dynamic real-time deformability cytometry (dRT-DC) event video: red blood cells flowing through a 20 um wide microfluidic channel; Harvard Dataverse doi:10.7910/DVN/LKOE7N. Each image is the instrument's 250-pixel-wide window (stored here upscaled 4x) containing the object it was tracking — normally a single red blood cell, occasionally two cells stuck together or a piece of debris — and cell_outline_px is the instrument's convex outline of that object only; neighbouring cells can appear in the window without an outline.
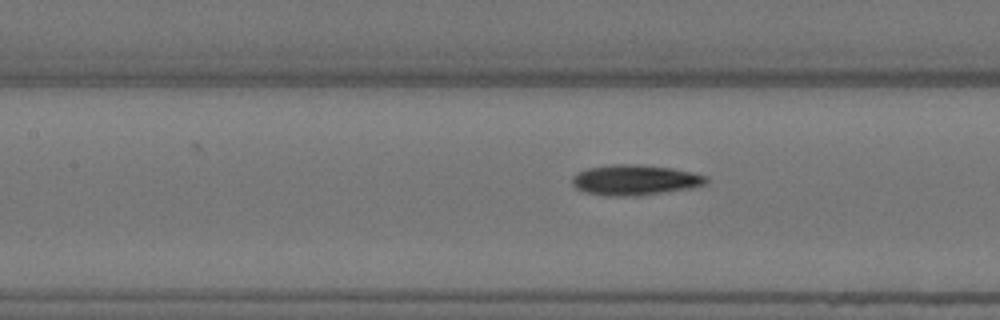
{"species": "Egyptian fruit bat (a non-hibernating species)", "species_latin": "Rousettus aegyptiacus", "temperature_condition": "warm", "stored_images_in_passage": 7, "camera_frame_rate_fps": 3000, "um_per_image_px": 0.085, "animal": {"sex": "female"}, "frame": {"image": 1, "passage_image": 5, "time_ms": 1.333, "image_size_px": [1000, 320], "cell_outline_px": [[708, 184], [692, 188], [636, 196], [604, 196], [584, 192], [576, 188], [572, 184], [572, 176], [576, 172], [588, 168], [612, 164], [636, 164], [672, 168], [692, 172], [708, 176]], "centroid_in_image_um": [53.97, 15.3], "position_along_channel_um": 153.4, "area_um2": 24.04}}